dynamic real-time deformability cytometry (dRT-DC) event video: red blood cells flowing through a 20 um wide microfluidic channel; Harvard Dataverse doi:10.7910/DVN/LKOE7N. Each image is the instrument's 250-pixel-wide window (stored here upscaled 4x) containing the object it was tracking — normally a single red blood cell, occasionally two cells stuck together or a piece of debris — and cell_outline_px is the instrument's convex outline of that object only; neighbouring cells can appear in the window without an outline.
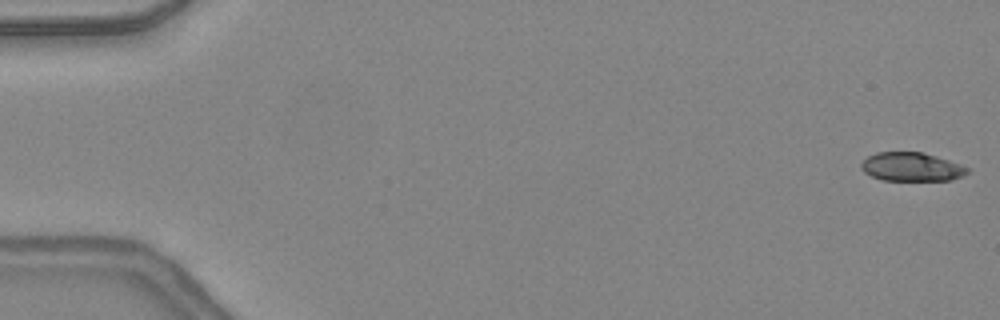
{"species": "common noctule bat (a hibernating species)", "species_latin": "Nyctalus noctula", "temperature_condition": "warm", "stored_images_in_passage": 47, "camera_frame_rate_fps": 3000, "um_per_image_px": 0.085, "animal": {"sex": "female", "body_mass_g": 24.6, "forearm_length_mm": 56.2}, "frame": {"image": 1, "passage_image": 1, "time_ms": 0.0, "image_size_px": [1000, 320], "cell_outline_px": [[968, 172], [964, 176], [952, 180], [884, 180], [872, 176], [864, 172], [860, 168], [860, 164], [868, 156], [876, 152], [924, 152], [960, 164], [968, 168]], "centroid_in_image_um": [77.48, 14.18], "position_along_channel_um": 7.5, "area_um2": 17.74}}
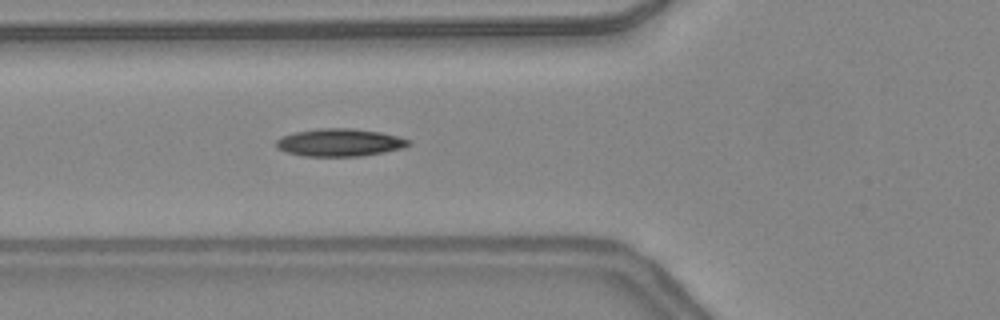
{"frame": {"image": 2, "passage_image": 18, "time_ms": 5.667, "image_size_px": [1000, 320], "cell_outline_px": [[412, 144], [404, 148], [384, 152], [360, 156], [304, 156], [284, 152], [276, 148], [276, 140], [280, 136], [296, 132], [316, 128], [352, 128], [380, 132], [412, 140]], "centroid_in_image_um": [28.86, 12.11], "position_along_channel_um": 96.9, "area_um2": 21.56}}
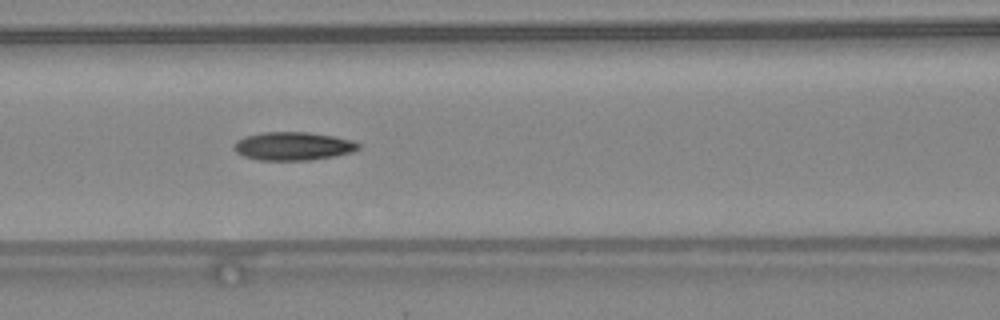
{"frame": {"image": 3, "passage_image": 21, "time_ms": 6.667, "image_size_px": [1000, 320], "cell_outline_px": [[360, 148], [352, 152], [336, 156], [312, 160], [256, 160], [244, 156], [236, 152], [232, 148], [232, 144], [236, 140], [244, 136], [264, 132], [308, 132], [332, 136], [352, 140], [360, 144]], "centroid_in_image_um": [24.88, 12.42], "position_along_channel_um": 141.7, "area_um2": 20.75}, "authors_computed_cell_mechanics": {"area_um2": 19.5364, "velocity_mm_per_s": 4.4044, "shape_relaxation_time_tau1_ms": null, "shape_relaxation_time_tau2_ms": 3.5916, "deformation_change_tau1": null, "deformation_change_tau2": 0.1108}}